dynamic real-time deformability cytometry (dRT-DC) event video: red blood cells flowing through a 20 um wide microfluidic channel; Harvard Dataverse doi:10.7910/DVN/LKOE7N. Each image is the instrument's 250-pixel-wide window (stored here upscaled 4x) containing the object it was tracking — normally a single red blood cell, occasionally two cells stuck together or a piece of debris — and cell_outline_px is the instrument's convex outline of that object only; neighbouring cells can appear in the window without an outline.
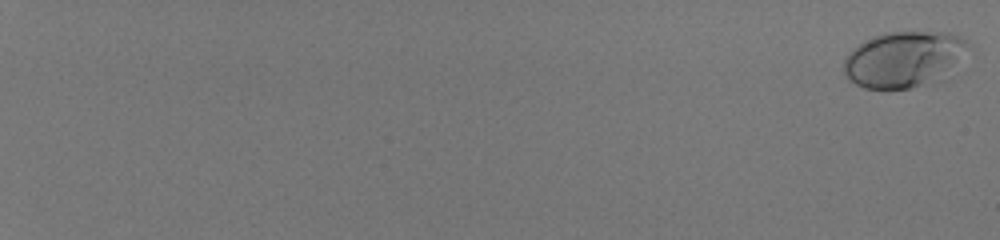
{"species": "human", "species_latin": "Homo sapiens", "temperature_condition": "room temperature", "stored_images_in_passage": 57, "camera_frame_rate_fps": 3000, "um_per_image_px": 0.085, "donor": {"sex": "male"}, "frame": {"image": 1, "passage_image": 1, "time_ms": 0.0, "image_size_px": [1000, 240], "cell_outline_px": [[964, 44], [956, 60], [928, 80], [912, 88], [864, 88], [848, 80], [844, 72], [844, 60], [848, 52], [860, 44], [884, 32], [944, 32], [960, 36], [964, 40]], "centroid_in_image_um": [76.61, 5.0], "position_along_channel_um": 8.4, "area_um2": 38.03}}
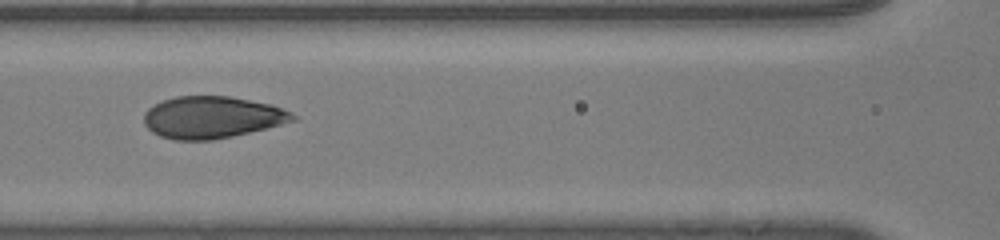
{"frame": {"image": 2, "passage_image": 33, "time_ms": 10.667, "image_size_px": [1000, 240], "cell_outline_px": [[300, 120], [232, 136], [212, 140], [176, 140], [160, 136], [152, 132], [144, 124], [144, 112], [148, 108], [164, 100], [176, 96], [232, 96], [272, 104], [292, 112], [300, 116]], "centroid_in_image_um": [18.08, 9.96], "position_along_channel_um": 148.5, "area_um2": 36.7}}
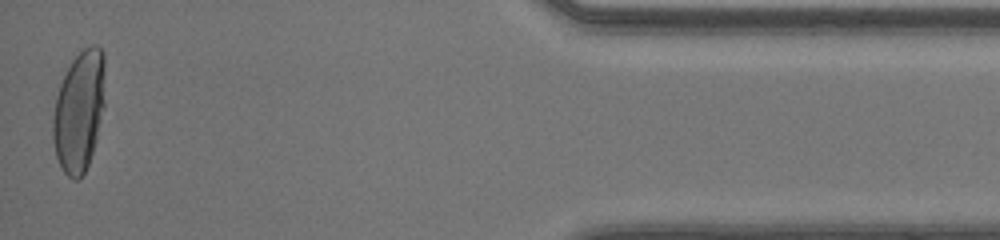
{"frame": {"image": 3, "passage_image": 57, "time_ms": 18.667, "image_size_px": [1000, 240], "cell_outline_px": [[104, 108], [96, 140], [88, 164], [80, 180], [72, 180], [64, 172], [56, 156], [52, 140], [52, 116], [56, 96], [60, 84], [72, 60], [84, 48], [92, 44], [96, 44], [104, 52]], "centroid_in_image_um": [6.72, 9.45], "position_along_channel_um": 428.5, "area_um2": 36.93}, "authors_computed_cell_mechanics": {"area_um2": 36.6452, "velocity_mm_per_s": 4.1197, "shape_relaxation_time_tau1_ms": 4.7256, "shape_relaxation_time_tau2_ms": null, "deformation_change_tau1": 0.2005, "deformation_change_tau2": null}}